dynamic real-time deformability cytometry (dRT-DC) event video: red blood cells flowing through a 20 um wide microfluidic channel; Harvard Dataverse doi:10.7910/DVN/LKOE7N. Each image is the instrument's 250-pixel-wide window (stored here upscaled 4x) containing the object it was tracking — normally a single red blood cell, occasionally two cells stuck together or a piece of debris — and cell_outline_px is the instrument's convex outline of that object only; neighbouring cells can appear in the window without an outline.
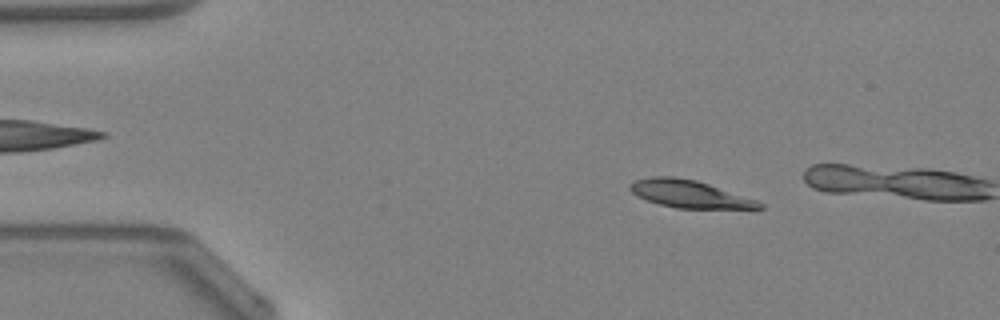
{"species": "Egyptian fruit bat (a non-hibernating species)", "species_latin": "Rousettus aegyptiacus", "temperature_condition": "warm", "stored_images_in_passage": 12, "camera_frame_rate_fps": 3000, "um_per_image_px": 0.085, "animal": {"sex": "female"}, "frame": {"image": 1, "passage_image": 7, "time_ms": 2.0, "image_size_px": [1000, 320], "cell_outline_px": [[764, 208], [676, 208], [660, 204], [648, 200], [632, 192], [628, 188], [628, 184], [632, 180], [652, 176], [672, 176], [696, 180], [756, 200], [764, 204]], "centroid_in_image_um": [58.54, 16.47], "position_along_channel_um": 26.5, "area_um2": 20.4}}